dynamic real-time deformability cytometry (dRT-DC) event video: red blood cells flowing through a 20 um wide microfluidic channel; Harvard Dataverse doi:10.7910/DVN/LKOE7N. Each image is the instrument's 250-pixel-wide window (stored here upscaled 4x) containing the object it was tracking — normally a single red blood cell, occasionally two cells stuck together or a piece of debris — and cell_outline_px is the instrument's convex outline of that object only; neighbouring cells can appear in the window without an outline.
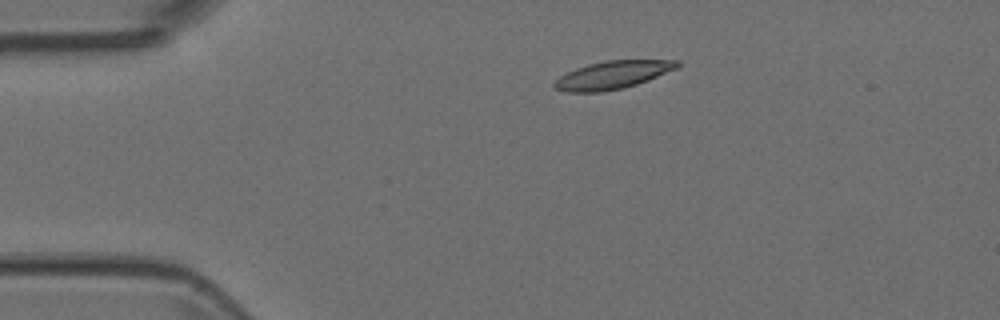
{"species": "Egyptian fruit bat (a non-hibernating species)", "species_latin": "Rousettus aegyptiacus", "temperature_condition": "room temperature", "stored_images_in_passage": 3, "camera_frame_rate_fps": 3000, "um_per_image_px": 0.085, "animal": {"sex": "female"}, "frame": {"image": 1, "passage_image": 1, "time_ms": 0.0, "image_size_px": [1000, 320], "cell_outline_px": [[680, 64], [676, 68], [648, 80], [624, 88], [600, 92], [564, 92], [552, 88], [552, 84], [560, 76], [576, 68], [588, 64], [608, 60], [680, 60]], "centroid_in_image_um": [52.03, 6.38], "position_along_channel_um": 33.0, "area_um2": 19.94}}
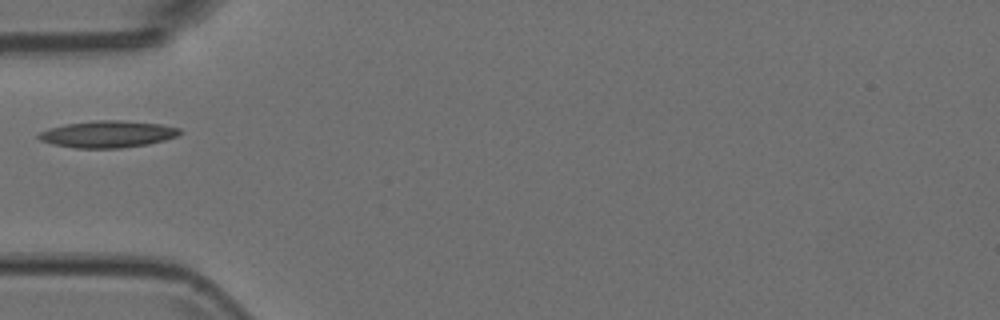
{"frame": {"image": 2, "passage_image": 3, "time_ms": 0.667, "image_size_px": [1000, 320], "cell_outline_px": [[184, 132], [176, 136], [164, 140], [148, 144], [120, 148], [76, 148], [52, 144], [40, 140], [36, 136], [40, 132], [64, 124], [96, 120], [120, 120], [160, 124], [180, 128]], "centroid_in_image_um": [9.17, 11.4], "position_along_channel_um": 75.8, "area_um2": 22.02}}